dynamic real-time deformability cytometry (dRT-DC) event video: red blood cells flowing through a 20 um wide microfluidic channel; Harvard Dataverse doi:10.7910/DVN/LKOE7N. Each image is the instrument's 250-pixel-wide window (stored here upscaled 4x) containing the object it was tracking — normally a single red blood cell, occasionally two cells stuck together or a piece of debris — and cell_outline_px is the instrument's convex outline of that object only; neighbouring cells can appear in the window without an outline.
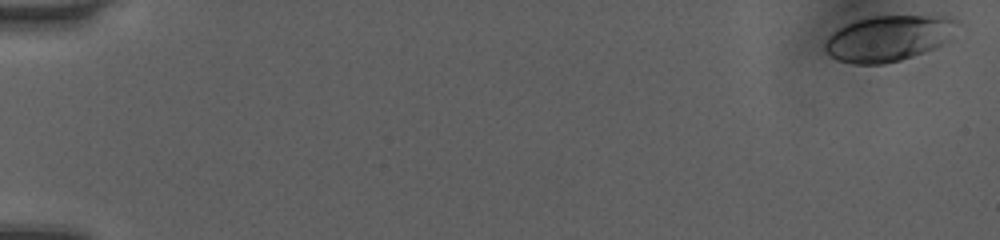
{"species": "human", "species_latin": "Homo sapiens", "temperature_condition": "room temperature", "stored_images_in_passage": 33, "camera_frame_rate_fps": 3000, "um_per_image_px": 0.085, "donor": {"sex": "female"}, "frame": {"image": 1, "passage_image": 1, "time_ms": 0.0, "image_size_px": [1000, 240], "cell_outline_px": [[960, 24], [936, 48], [900, 60], [884, 64], [852, 64], [836, 60], [824, 48], [824, 44], [828, 36], [840, 28], [856, 20], [872, 16], [952, 16]], "centroid_in_image_um": [75.5, 3.25], "position_along_channel_um": 9.5, "area_um2": 34.91}}
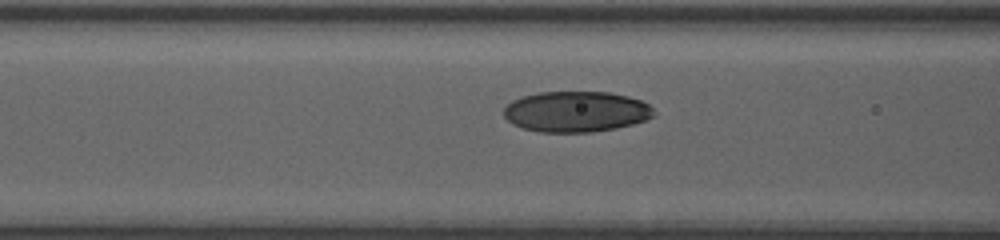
{"frame": {"image": 2, "passage_image": 19, "time_ms": 6.0, "image_size_px": [1000, 240], "cell_outline_px": [[656, 116], [632, 124], [616, 128], [592, 132], [540, 132], [524, 128], [512, 124], [504, 116], [504, 108], [512, 100], [520, 96], [540, 92], [608, 92], [628, 96], [640, 100], [648, 104], [656, 112]], "centroid_in_image_um": [48.97, 9.48], "position_along_channel_um": 117.6, "area_um2": 35.72}}
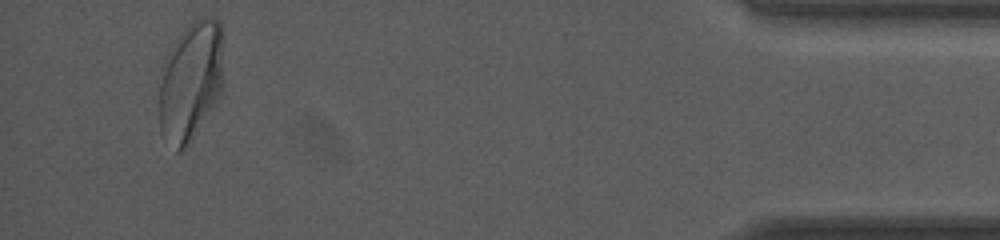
{"frame": {"image": 3, "passage_image": 33, "time_ms": 10.667, "image_size_px": [1000, 240], "cell_outline_px": [[224, 92], [188, 144], [180, 152], [176, 152], [160, 132], [160, 84], [164, 60], [172, 44], [180, 32], [196, 16], [212, 16], [220, 20], [224, 80]], "centroid_in_image_um": [16.25, 6.85], "position_along_channel_um": 419.0, "area_um2": 45.66}, "authors_computed_cell_mechanics": {"area_um2": 34.9112, "velocity_mm_per_s": 4.128, "shape_relaxation_time_tau1_ms": 9.2884, "shape_relaxation_time_tau2_ms": 0.5813, "deformation_change_tau1": 0.3097, "deformation_change_tau2": 0.0335}}